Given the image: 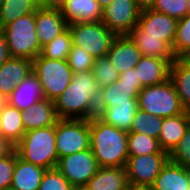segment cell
<instances>
[{"instance_id": "cell-1", "label": "cell", "mask_w": 190, "mask_h": 190, "mask_svg": "<svg viewBox=\"0 0 190 190\" xmlns=\"http://www.w3.org/2000/svg\"><path fill=\"white\" fill-rule=\"evenodd\" d=\"M128 132L103 121L90 123V149L99 167H125Z\"/></svg>"}, {"instance_id": "cell-2", "label": "cell", "mask_w": 190, "mask_h": 190, "mask_svg": "<svg viewBox=\"0 0 190 190\" xmlns=\"http://www.w3.org/2000/svg\"><path fill=\"white\" fill-rule=\"evenodd\" d=\"M15 150L26 162L46 170L56 168L59 159L55 144V125L26 131Z\"/></svg>"}, {"instance_id": "cell-3", "label": "cell", "mask_w": 190, "mask_h": 190, "mask_svg": "<svg viewBox=\"0 0 190 190\" xmlns=\"http://www.w3.org/2000/svg\"><path fill=\"white\" fill-rule=\"evenodd\" d=\"M98 87L93 71L73 73L67 89L54 100L60 119H82L93 91Z\"/></svg>"}, {"instance_id": "cell-4", "label": "cell", "mask_w": 190, "mask_h": 190, "mask_svg": "<svg viewBox=\"0 0 190 190\" xmlns=\"http://www.w3.org/2000/svg\"><path fill=\"white\" fill-rule=\"evenodd\" d=\"M9 56L33 60L42 47L35 29V12L19 17L1 28Z\"/></svg>"}, {"instance_id": "cell-5", "label": "cell", "mask_w": 190, "mask_h": 190, "mask_svg": "<svg viewBox=\"0 0 190 190\" xmlns=\"http://www.w3.org/2000/svg\"><path fill=\"white\" fill-rule=\"evenodd\" d=\"M137 99L139 109L156 117H172L185 111L170 79L158 85L143 87Z\"/></svg>"}, {"instance_id": "cell-6", "label": "cell", "mask_w": 190, "mask_h": 190, "mask_svg": "<svg viewBox=\"0 0 190 190\" xmlns=\"http://www.w3.org/2000/svg\"><path fill=\"white\" fill-rule=\"evenodd\" d=\"M32 72L42 86L44 98L54 101L70 84L73 72L67 60H55L41 56L32 60Z\"/></svg>"}, {"instance_id": "cell-7", "label": "cell", "mask_w": 190, "mask_h": 190, "mask_svg": "<svg viewBox=\"0 0 190 190\" xmlns=\"http://www.w3.org/2000/svg\"><path fill=\"white\" fill-rule=\"evenodd\" d=\"M68 29L72 45L83 48L95 59L107 55L116 37L102 21L75 22Z\"/></svg>"}, {"instance_id": "cell-8", "label": "cell", "mask_w": 190, "mask_h": 190, "mask_svg": "<svg viewBox=\"0 0 190 190\" xmlns=\"http://www.w3.org/2000/svg\"><path fill=\"white\" fill-rule=\"evenodd\" d=\"M90 123L82 119H58L55 144L58 159L90 149Z\"/></svg>"}, {"instance_id": "cell-9", "label": "cell", "mask_w": 190, "mask_h": 190, "mask_svg": "<svg viewBox=\"0 0 190 190\" xmlns=\"http://www.w3.org/2000/svg\"><path fill=\"white\" fill-rule=\"evenodd\" d=\"M140 13L135 0H113L102 9L101 21L116 36L128 35L138 25Z\"/></svg>"}, {"instance_id": "cell-10", "label": "cell", "mask_w": 190, "mask_h": 190, "mask_svg": "<svg viewBox=\"0 0 190 190\" xmlns=\"http://www.w3.org/2000/svg\"><path fill=\"white\" fill-rule=\"evenodd\" d=\"M99 168L91 149L61 157L56 166L73 187L85 186Z\"/></svg>"}, {"instance_id": "cell-11", "label": "cell", "mask_w": 190, "mask_h": 190, "mask_svg": "<svg viewBox=\"0 0 190 190\" xmlns=\"http://www.w3.org/2000/svg\"><path fill=\"white\" fill-rule=\"evenodd\" d=\"M168 160L169 153L128 157L125 164L128 183L151 186Z\"/></svg>"}, {"instance_id": "cell-12", "label": "cell", "mask_w": 190, "mask_h": 190, "mask_svg": "<svg viewBox=\"0 0 190 190\" xmlns=\"http://www.w3.org/2000/svg\"><path fill=\"white\" fill-rule=\"evenodd\" d=\"M178 20L174 17L157 12L153 9L141 10L138 26L142 36L159 37L172 48L176 36Z\"/></svg>"}, {"instance_id": "cell-13", "label": "cell", "mask_w": 190, "mask_h": 190, "mask_svg": "<svg viewBox=\"0 0 190 190\" xmlns=\"http://www.w3.org/2000/svg\"><path fill=\"white\" fill-rule=\"evenodd\" d=\"M106 56L118 74L134 68L142 57L141 52L128 35L116 36Z\"/></svg>"}, {"instance_id": "cell-14", "label": "cell", "mask_w": 190, "mask_h": 190, "mask_svg": "<svg viewBox=\"0 0 190 190\" xmlns=\"http://www.w3.org/2000/svg\"><path fill=\"white\" fill-rule=\"evenodd\" d=\"M31 71L32 60L10 56L0 67V95L6 100Z\"/></svg>"}, {"instance_id": "cell-15", "label": "cell", "mask_w": 190, "mask_h": 190, "mask_svg": "<svg viewBox=\"0 0 190 190\" xmlns=\"http://www.w3.org/2000/svg\"><path fill=\"white\" fill-rule=\"evenodd\" d=\"M67 27L60 10L38 8L35 11V29L41 47L55 39Z\"/></svg>"}, {"instance_id": "cell-16", "label": "cell", "mask_w": 190, "mask_h": 190, "mask_svg": "<svg viewBox=\"0 0 190 190\" xmlns=\"http://www.w3.org/2000/svg\"><path fill=\"white\" fill-rule=\"evenodd\" d=\"M42 99H44L42 86L37 76L31 71L21 83L16 85L5 101L18 110L24 111Z\"/></svg>"}, {"instance_id": "cell-17", "label": "cell", "mask_w": 190, "mask_h": 190, "mask_svg": "<svg viewBox=\"0 0 190 190\" xmlns=\"http://www.w3.org/2000/svg\"><path fill=\"white\" fill-rule=\"evenodd\" d=\"M171 63L158 57L142 56L134 67L141 85L152 86L164 83L170 77Z\"/></svg>"}, {"instance_id": "cell-18", "label": "cell", "mask_w": 190, "mask_h": 190, "mask_svg": "<svg viewBox=\"0 0 190 190\" xmlns=\"http://www.w3.org/2000/svg\"><path fill=\"white\" fill-rule=\"evenodd\" d=\"M25 132L55 125L59 119L56 114L54 101L46 98L38 101L29 109L21 111Z\"/></svg>"}, {"instance_id": "cell-19", "label": "cell", "mask_w": 190, "mask_h": 190, "mask_svg": "<svg viewBox=\"0 0 190 190\" xmlns=\"http://www.w3.org/2000/svg\"><path fill=\"white\" fill-rule=\"evenodd\" d=\"M189 125L190 112L187 111L176 116L163 118L158 137L160 147L170 153L183 138Z\"/></svg>"}, {"instance_id": "cell-20", "label": "cell", "mask_w": 190, "mask_h": 190, "mask_svg": "<svg viewBox=\"0 0 190 190\" xmlns=\"http://www.w3.org/2000/svg\"><path fill=\"white\" fill-rule=\"evenodd\" d=\"M136 47L145 57H158L172 63L176 57L173 48L159 37L142 36V29L137 25L128 34Z\"/></svg>"}, {"instance_id": "cell-21", "label": "cell", "mask_w": 190, "mask_h": 190, "mask_svg": "<svg viewBox=\"0 0 190 190\" xmlns=\"http://www.w3.org/2000/svg\"><path fill=\"white\" fill-rule=\"evenodd\" d=\"M189 185V170L168 160L151 186L153 190H189Z\"/></svg>"}, {"instance_id": "cell-22", "label": "cell", "mask_w": 190, "mask_h": 190, "mask_svg": "<svg viewBox=\"0 0 190 190\" xmlns=\"http://www.w3.org/2000/svg\"><path fill=\"white\" fill-rule=\"evenodd\" d=\"M61 13L67 24L101 21L102 8L97 0H66Z\"/></svg>"}, {"instance_id": "cell-23", "label": "cell", "mask_w": 190, "mask_h": 190, "mask_svg": "<svg viewBox=\"0 0 190 190\" xmlns=\"http://www.w3.org/2000/svg\"><path fill=\"white\" fill-rule=\"evenodd\" d=\"M125 167H100L84 186L87 190H127Z\"/></svg>"}, {"instance_id": "cell-24", "label": "cell", "mask_w": 190, "mask_h": 190, "mask_svg": "<svg viewBox=\"0 0 190 190\" xmlns=\"http://www.w3.org/2000/svg\"><path fill=\"white\" fill-rule=\"evenodd\" d=\"M46 169L21 159L17 154L10 188L13 190H39Z\"/></svg>"}, {"instance_id": "cell-25", "label": "cell", "mask_w": 190, "mask_h": 190, "mask_svg": "<svg viewBox=\"0 0 190 190\" xmlns=\"http://www.w3.org/2000/svg\"><path fill=\"white\" fill-rule=\"evenodd\" d=\"M0 126L1 136L14 146L20 142L25 134L21 111L6 101L0 108Z\"/></svg>"}, {"instance_id": "cell-26", "label": "cell", "mask_w": 190, "mask_h": 190, "mask_svg": "<svg viewBox=\"0 0 190 190\" xmlns=\"http://www.w3.org/2000/svg\"><path fill=\"white\" fill-rule=\"evenodd\" d=\"M183 109L190 112V65L176 58L170 67V77Z\"/></svg>"}, {"instance_id": "cell-27", "label": "cell", "mask_w": 190, "mask_h": 190, "mask_svg": "<svg viewBox=\"0 0 190 190\" xmlns=\"http://www.w3.org/2000/svg\"><path fill=\"white\" fill-rule=\"evenodd\" d=\"M137 109L138 102L111 103V107L106 108L105 117L102 121L129 132Z\"/></svg>"}, {"instance_id": "cell-28", "label": "cell", "mask_w": 190, "mask_h": 190, "mask_svg": "<svg viewBox=\"0 0 190 190\" xmlns=\"http://www.w3.org/2000/svg\"><path fill=\"white\" fill-rule=\"evenodd\" d=\"M106 107H111V103L138 102V94L143 88L141 84L122 83L121 80L115 81L111 85L102 87Z\"/></svg>"}, {"instance_id": "cell-29", "label": "cell", "mask_w": 190, "mask_h": 190, "mask_svg": "<svg viewBox=\"0 0 190 190\" xmlns=\"http://www.w3.org/2000/svg\"><path fill=\"white\" fill-rule=\"evenodd\" d=\"M128 157L153 153H168L160 147L158 139L135 132H128Z\"/></svg>"}, {"instance_id": "cell-30", "label": "cell", "mask_w": 190, "mask_h": 190, "mask_svg": "<svg viewBox=\"0 0 190 190\" xmlns=\"http://www.w3.org/2000/svg\"><path fill=\"white\" fill-rule=\"evenodd\" d=\"M37 9L30 0H3L0 5V29Z\"/></svg>"}, {"instance_id": "cell-31", "label": "cell", "mask_w": 190, "mask_h": 190, "mask_svg": "<svg viewBox=\"0 0 190 190\" xmlns=\"http://www.w3.org/2000/svg\"><path fill=\"white\" fill-rule=\"evenodd\" d=\"M72 47V38L68 27L55 39L42 46L40 55L55 60H67Z\"/></svg>"}, {"instance_id": "cell-32", "label": "cell", "mask_w": 190, "mask_h": 190, "mask_svg": "<svg viewBox=\"0 0 190 190\" xmlns=\"http://www.w3.org/2000/svg\"><path fill=\"white\" fill-rule=\"evenodd\" d=\"M163 118L137 109L129 132L141 133L158 139Z\"/></svg>"}, {"instance_id": "cell-33", "label": "cell", "mask_w": 190, "mask_h": 190, "mask_svg": "<svg viewBox=\"0 0 190 190\" xmlns=\"http://www.w3.org/2000/svg\"><path fill=\"white\" fill-rule=\"evenodd\" d=\"M92 71L98 87L111 85L117 81L119 77L117 70L111 64L107 56L95 59Z\"/></svg>"}, {"instance_id": "cell-34", "label": "cell", "mask_w": 190, "mask_h": 190, "mask_svg": "<svg viewBox=\"0 0 190 190\" xmlns=\"http://www.w3.org/2000/svg\"><path fill=\"white\" fill-rule=\"evenodd\" d=\"M106 108L103 88L97 87L90 96V101L82 120L89 123L102 121L105 117Z\"/></svg>"}, {"instance_id": "cell-35", "label": "cell", "mask_w": 190, "mask_h": 190, "mask_svg": "<svg viewBox=\"0 0 190 190\" xmlns=\"http://www.w3.org/2000/svg\"><path fill=\"white\" fill-rule=\"evenodd\" d=\"M188 49H190V14L178 19L173 43V52L176 58H180Z\"/></svg>"}, {"instance_id": "cell-36", "label": "cell", "mask_w": 190, "mask_h": 190, "mask_svg": "<svg viewBox=\"0 0 190 190\" xmlns=\"http://www.w3.org/2000/svg\"><path fill=\"white\" fill-rule=\"evenodd\" d=\"M67 61L72 72L79 73L91 71L95 58L83 48L72 45Z\"/></svg>"}, {"instance_id": "cell-37", "label": "cell", "mask_w": 190, "mask_h": 190, "mask_svg": "<svg viewBox=\"0 0 190 190\" xmlns=\"http://www.w3.org/2000/svg\"><path fill=\"white\" fill-rule=\"evenodd\" d=\"M72 188L70 182L56 168L44 172L39 186V190H71Z\"/></svg>"}, {"instance_id": "cell-38", "label": "cell", "mask_w": 190, "mask_h": 190, "mask_svg": "<svg viewBox=\"0 0 190 190\" xmlns=\"http://www.w3.org/2000/svg\"><path fill=\"white\" fill-rule=\"evenodd\" d=\"M152 9L177 20L188 14L187 0H157Z\"/></svg>"}, {"instance_id": "cell-39", "label": "cell", "mask_w": 190, "mask_h": 190, "mask_svg": "<svg viewBox=\"0 0 190 190\" xmlns=\"http://www.w3.org/2000/svg\"><path fill=\"white\" fill-rule=\"evenodd\" d=\"M169 160L184 168H190V125L186 129L183 138L169 153Z\"/></svg>"}, {"instance_id": "cell-40", "label": "cell", "mask_w": 190, "mask_h": 190, "mask_svg": "<svg viewBox=\"0 0 190 190\" xmlns=\"http://www.w3.org/2000/svg\"><path fill=\"white\" fill-rule=\"evenodd\" d=\"M16 159V150L10 155L0 159V190H7L10 188Z\"/></svg>"}, {"instance_id": "cell-41", "label": "cell", "mask_w": 190, "mask_h": 190, "mask_svg": "<svg viewBox=\"0 0 190 190\" xmlns=\"http://www.w3.org/2000/svg\"><path fill=\"white\" fill-rule=\"evenodd\" d=\"M119 80L122 81V83H128V84H141L140 79H138L137 76V70L135 68L128 69L122 74H119L118 77Z\"/></svg>"}, {"instance_id": "cell-42", "label": "cell", "mask_w": 190, "mask_h": 190, "mask_svg": "<svg viewBox=\"0 0 190 190\" xmlns=\"http://www.w3.org/2000/svg\"><path fill=\"white\" fill-rule=\"evenodd\" d=\"M15 150V146L0 135V159L10 155Z\"/></svg>"}, {"instance_id": "cell-43", "label": "cell", "mask_w": 190, "mask_h": 190, "mask_svg": "<svg viewBox=\"0 0 190 190\" xmlns=\"http://www.w3.org/2000/svg\"><path fill=\"white\" fill-rule=\"evenodd\" d=\"M40 1V8L43 9H58L65 5L66 0H39Z\"/></svg>"}, {"instance_id": "cell-44", "label": "cell", "mask_w": 190, "mask_h": 190, "mask_svg": "<svg viewBox=\"0 0 190 190\" xmlns=\"http://www.w3.org/2000/svg\"><path fill=\"white\" fill-rule=\"evenodd\" d=\"M9 53L7 49V43L5 41L4 34L0 29V67L5 63V61L9 58Z\"/></svg>"}, {"instance_id": "cell-45", "label": "cell", "mask_w": 190, "mask_h": 190, "mask_svg": "<svg viewBox=\"0 0 190 190\" xmlns=\"http://www.w3.org/2000/svg\"><path fill=\"white\" fill-rule=\"evenodd\" d=\"M141 10L152 9L157 0H135Z\"/></svg>"}, {"instance_id": "cell-46", "label": "cell", "mask_w": 190, "mask_h": 190, "mask_svg": "<svg viewBox=\"0 0 190 190\" xmlns=\"http://www.w3.org/2000/svg\"><path fill=\"white\" fill-rule=\"evenodd\" d=\"M127 190H153V187L149 186V185H132V184H129Z\"/></svg>"}, {"instance_id": "cell-47", "label": "cell", "mask_w": 190, "mask_h": 190, "mask_svg": "<svg viewBox=\"0 0 190 190\" xmlns=\"http://www.w3.org/2000/svg\"><path fill=\"white\" fill-rule=\"evenodd\" d=\"M180 59L184 61L187 65H190V49H188L181 57Z\"/></svg>"}, {"instance_id": "cell-48", "label": "cell", "mask_w": 190, "mask_h": 190, "mask_svg": "<svg viewBox=\"0 0 190 190\" xmlns=\"http://www.w3.org/2000/svg\"><path fill=\"white\" fill-rule=\"evenodd\" d=\"M113 0H97L100 7L104 9L106 6H108Z\"/></svg>"}, {"instance_id": "cell-49", "label": "cell", "mask_w": 190, "mask_h": 190, "mask_svg": "<svg viewBox=\"0 0 190 190\" xmlns=\"http://www.w3.org/2000/svg\"><path fill=\"white\" fill-rule=\"evenodd\" d=\"M37 8H40V1L39 0H30Z\"/></svg>"}, {"instance_id": "cell-50", "label": "cell", "mask_w": 190, "mask_h": 190, "mask_svg": "<svg viewBox=\"0 0 190 190\" xmlns=\"http://www.w3.org/2000/svg\"><path fill=\"white\" fill-rule=\"evenodd\" d=\"M71 190H87L84 186L73 187Z\"/></svg>"}, {"instance_id": "cell-51", "label": "cell", "mask_w": 190, "mask_h": 190, "mask_svg": "<svg viewBox=\"0 0 190 190\" xmlns=\"http://www.w3.org/2000/svg\"><path fill=\"white\" fill-rule=\"evenodd\" d=\"M4 102H5V99L0 95V108L2 107Z\"/></svg>"}, {"instance_id": "cell-52", "label": "cell", "mask_w": 190, "mask_h": 190, "mask_svg": "<svg viewBox=\"0 0 190 190\" xmlns=\"http://www.w3.org/2000/svg\"><path fill=\"white\" fill-rule=\"evenodd\" d=\"M187 9H188V14H190V0H187Z\"/></svg>"}]
</instances>
